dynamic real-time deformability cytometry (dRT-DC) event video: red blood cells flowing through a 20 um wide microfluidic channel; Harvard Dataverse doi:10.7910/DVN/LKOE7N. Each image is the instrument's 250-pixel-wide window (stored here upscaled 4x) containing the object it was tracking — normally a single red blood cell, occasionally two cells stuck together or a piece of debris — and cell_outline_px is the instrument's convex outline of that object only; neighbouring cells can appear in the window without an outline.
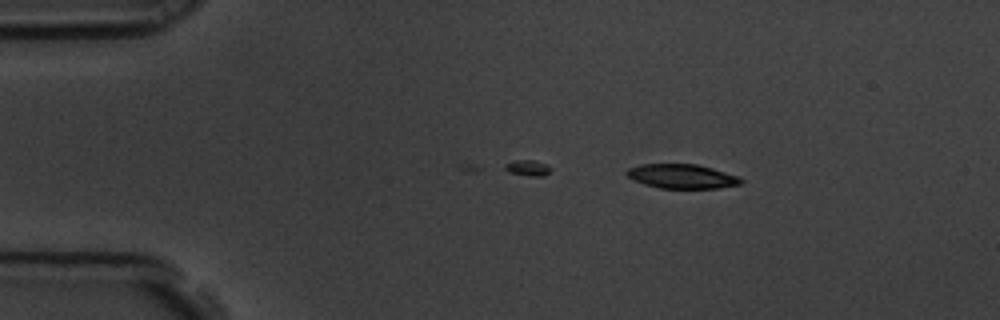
{"species": "common noctule bat (a hibernating species)", "species_latin": "Nyctalus noctula", "temperature_condition": "room temperature", "stored_images_in_passage": 5, "camera_frame_rate_fps": 3000, "um_per_image_px": 0.085, "animal": {"sex": "male", "body_mass_g": 19.5, "forearm_length_mm": 54.6}, "frame": {"image": 1, "passage_image": 2, "time_ms": 0.333, "image_size_px": [1000, 320], "cell_outline_px": [[744, 180], [740, 184], [720, 188], [660, 188], [644, 184], [628, 176], [624, 172], [628, 168], [640, 164], [696, 164], [712, 168], [740, 176]], "centroid_in_image_um": [57.99, 14.98], "position_along_channel_um": 27.0, "area_um2": 16.18}}
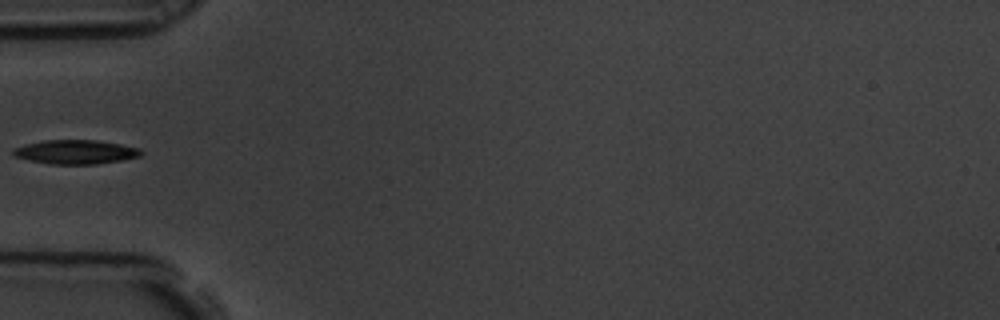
{"frame": {"image": 2, "passage_image": 5, "time_ms": 1.333, "image_size_px": [1000, 320], "cell_outline_px": [[144, 152], [140, 156], [120, 160], [96, 164], [52, 164], [12, 156], [12, 148], [44, 140], [96, 140], [120, 144], [140, 148]], "centroid_in_image_um": [6.44, 12.91], "position_along_channel_um": 78.6, "area_um2": 17.8}}